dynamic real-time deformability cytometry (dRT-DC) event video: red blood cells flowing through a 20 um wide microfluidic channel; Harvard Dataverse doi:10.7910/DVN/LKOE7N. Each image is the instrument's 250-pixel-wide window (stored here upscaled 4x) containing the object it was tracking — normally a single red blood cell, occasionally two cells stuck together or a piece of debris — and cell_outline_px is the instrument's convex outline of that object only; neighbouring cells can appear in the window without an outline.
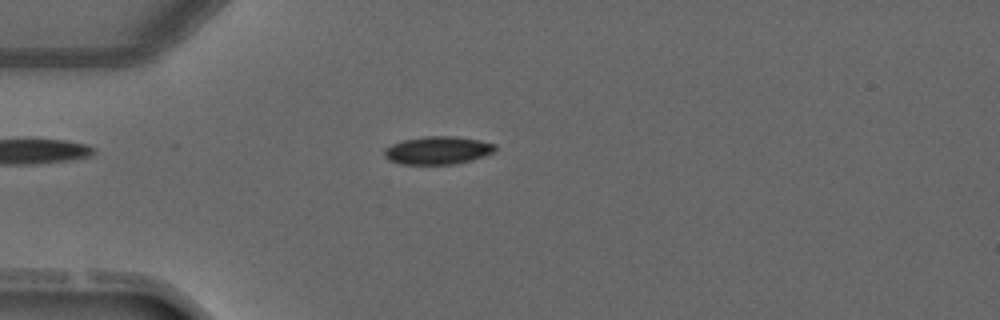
{"species": "common noctule bat (a hibernating species)", "species_latin": "Nyctalus noctula", "temperature_condition": "warm", "stored_images_in_passage": 5, "camera_frame_rate_fps": 3000, "um_per_image_px": 0.085, "animal": {"sex": "male", "forearm_length_mm": 52.5}, "frame": {"image": 1, "passage_image": 4, "time_ms": 3.667, "image_size_px": [1000, 320], "cell_outline_px": [[496, 148], [492, 152], [484, 156], [472, 160], [456, 164], [400, 164], [388, 160], [384, 156], [384, 148], [392, 144], [404, 140], [428, 136], [452, 136], [480, 140], [496, 144]], "centroid_in_image_um": [37.2, 12.78], "position_along_channel_um": 47.8, "area_um2": 18.03}}
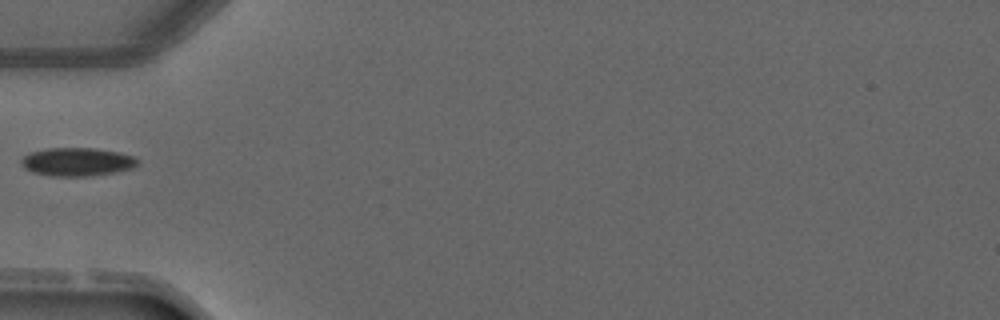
{"frame": {"image": 2, "passage_image": 5, "time_ms": 4.667, "image_size_px": [1000, 320], "cell_outline_px": [[140, 160], [136, 168], [92, 176], [52, 176], [32, 172], [24, 168], [20, 160], [24, 156], [32, 152], [48, 148], [92, 148], [116, 152], [132, 156]], "centroid_in_image_um": [6.57, 13.77], "position_along_channel_um": 78.4, "area_um2": 19.19}}